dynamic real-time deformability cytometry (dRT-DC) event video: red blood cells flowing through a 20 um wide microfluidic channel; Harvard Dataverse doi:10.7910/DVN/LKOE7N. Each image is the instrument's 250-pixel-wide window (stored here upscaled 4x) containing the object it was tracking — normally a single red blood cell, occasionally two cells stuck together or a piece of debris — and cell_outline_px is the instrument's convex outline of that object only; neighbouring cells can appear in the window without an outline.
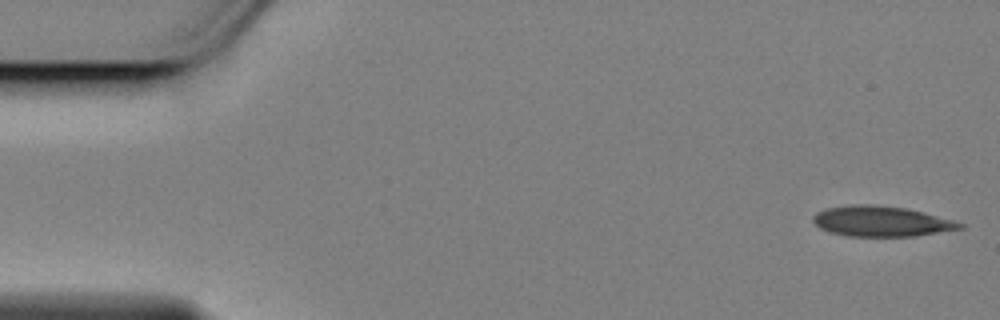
{"species": "Egyptian fruit bat (a non-hibernating species)", "species_latin": "Rousettus aegyptiacus", "temperature_condition": "cold", "stored_images_in_passage": 54, "camera_frame_rate_fps": 3000, "um_per_image_px": 0.085, "animal": {"sex": "female"}, "frame": {"image": 1, "passage_image": 1, "time_ms": 0.0, "image_size_px": [1000, 320], "cell_outline_px": [[964, 228], [916, 236], [848, 236], [828, 232], [820, 228], [812, 220], [812, 216], [816, 212], [828, 208], [852, 204], [872, 204], [908, 208], [952, 220], [964, 224]], "centroid_in_image_um": [74.88, 18.81], "position_along_channel_um": 10.1, "area_um2": 26.01}}
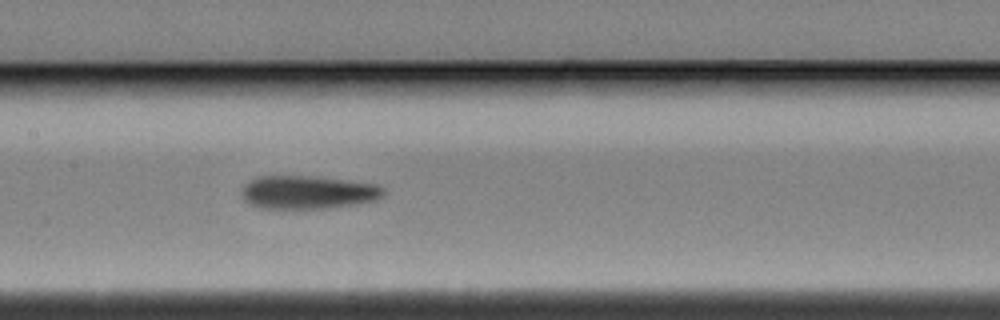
{"frame": {"image": 2, "passage_image": 26, "time_ms": 8.333, "image_size_px": [1000, 320], "cell_outline_px": [[388, 192], [384, 196], [376, 200], [356, 204], [324, 208], [260, 208], [248, 204], [240, 196], [244, 184], [248, 180], [256, 176], [320, 176], [380, 184]], "centroid_in_image_um": [26.19, 16.32], "position_along_channel_um": 181.2, "area_um2": 28.15}}
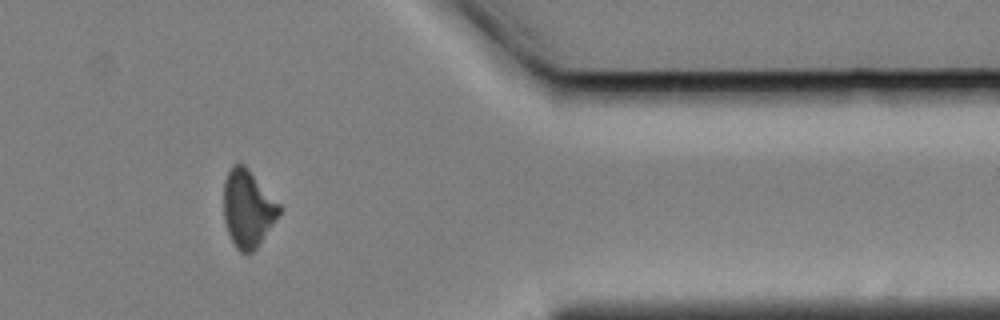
{"frame": {"image": 3, "passage_image": 46, "time_ms": 15.0, "image_size_px": [1000, 320], "cell_outline_px": [[284, 208], [256, 248], [248, 256], [240, 252], [236, 248], [228, 232], [224, 220], [224, 180], [232, 164], [244, 164], [248, 168]], "centroid_in_image_um": [21.07, 17.73], "position_along_channel_um": 390.3, "area_um2": 25.14}}